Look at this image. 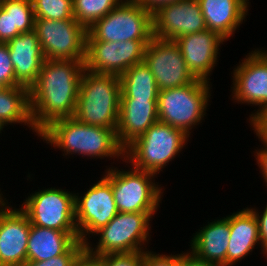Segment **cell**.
<instances>
[{
	"label": "cell",
	"instance_id": "1",
	"mask_svg": "<svg viewBox=\"0 0 267 266\" xmlns=\"http://www.w3.org/2000/svg\"><path fill=\"white\" fill-rule=\"evenodd\" d=\"M85 60L45 59L29 88L32 123L40 133L51 122L73 117Z\"/></svg>",
	"mask_w": 267,
	"mask_h": 266
},
{
	"label": "cell",
	"instance_id": "2",
	"mask_svg": "<svg viewBox=\"0 0 267 266\" xmlns=\"http://www.w3.org/2000/svg\"><path fill=\"white\" fill-rule=\"evenodd\" d=\"M39 137L54 149L60 148L65 157L77 154L90 159H124V149L114 129L86 125L74 117L51 122L39 133Z\"/></svg>",
	"mask_w": 267,
	"mask_h": 266
},
{
	"label": "cell",
	"instance_id": "3",
	"mask_svg": "<svg viewBox=\"0 0 267 266\" xmlns=\"http://www.w3.org/2000/svg\"><path fill=\"white\" fill-rule=\"evenodd\" d=\"M121 84L119 76L84 70L74 118L83 124L116 131Z\"/></svg>",
	"mask_w": 267,
	"mask_h": 266
},
{
	"label": "cell",
	"instance_id": "4",
	"mask_svg": "<svg viewBox=\"0 0 267 266\" xmlns=\"http://www.w3.org/2000/svg\"><path fill=\"white\" fill-rule=\"evenodd\" d=\"M188 136L181 129L157 121L142 136L124 150L123 162L136 169L160 174L169 162L188 144Z\"/></svg>",
	"mask_w": 267,
	"mask_h": 266
},
{
	"label": "cell",
	"instance_id": "5",
	"mask_svg": "<svg viewBox=\"0 0 267 266\" xmlns=\"http://www.w3.org/2000/svg\"><path fill=\"white\" fill-rule=\"evenodd\" d=\"M209 83L197 79L181 87L160 90L157 99L159 121L190 136L192 128L202 123L207 114L212 89Z\"/></svg>",
	"mask_w": 267,
	"mask_h": 266
},
{
	"label": "cell",
	"instance_id": "6",
	"mask_svg": "<svg viewBox=\"0 0 267 266\" xmlns=\"http://www.w3.org/2000/svg\"><path fill=\"white\" fill-rule=\"evenodd\" d=\"M155 214L156 212H118L106 226L94 234L99 235L95 248L89 240L85 249L94 256L145 252V245L149 244L151 236L150 221Z\"/></svg>",
	"mask_w": 267,
	"mask_h": 266
},
{
	"label": "cell",
	"instance_id": "7",
	"mask_svg": "<svg viewBox=\"0 0 267 266\" xmlns=\"http://www.w3.org/2000/svg\"><path fill=\"white\" fill-rule=\"evenodd\" d=\"M106 170L103 176L111 183L119 212H157L164 190L155 182L156 174L133 166L128 170L117 167Z\"/></svg>",
	"mask_w": 267,
	"mask_h": 266
},
{
	"label": "cell",
	"instance_id": "8",
	"mask_svg": "<svg viewBox=\"0 0 267 266\" xmlns=\"http://www.w3.org/2000/svg\"><path fill=\"white\" fill-rule=\"evenodd\" d=\"M152 13L135 0H123L116 8L97 20L88 30L86 41L151 40Z\"/></svg>",
	"mask_w": 267,
	"mask_h": 266
},
{
	"label": "cell",
	"instance_id": "9",
	"mask_svg": "<svg viewBox=\"0 0 267 266\" xmlns=\"http://www.w3.org/2000/svg\"><path fill=\"white\" fill-rule=\"evenodd\" d=\"M30 194L19 208L30 224L64 232H78L75 220V192L45 188Z\"/></svg>",
	"mask_w": 267,
	"mask_h": 266
},
{
	"label": "cell",
	"instance_id": "10",
	"mask_svg": "<svg viewBox=\"0 0 267 266\" xmlns=\"http://www.w3.org/2000/svg\"><path fill=\"white\" fill-rule=\"evenodd\" d=\"M34 30L45 59L85 60L87 29L75 19H35Z\"/></svg>",
	"mask_w": 267,
	"mask_h": 266
},
{
	"label": "cell",
	"instance_id": "11",
	"mask_svg": "<svg viewBox=\"0 0 267 266\" xmlns=\"http://www.w3.org/2000/svg\"><path fill=\"white\" fill-rule=\"evenodd\" d=\"M100 179L90 185L91 187L83 194L75 193L76 228L79 241L85 244L91 235L94 236L119 212L114 201L111 183L104 176Z\"/></svg>",
	"mask_w": 267,
	"mask_h": 266
},
{
	"label": "cell",
	"instance_id": "12",
	"mask_svg": "<svg viewBox=\"0 0 267 266\" xmlns=\"http://www.w3.org/2000/svg\"><path fill=\"white\" fill-rule=\"evenodd\" d=\"M150 41H86L85 69L97 74L120 76L144 61L145 48Z\"/></svg>",
	"mask_w": 267,
	"mask_h": 266
},
{
	"label": "cell",
	"instance_id": "13",
	"mask_svg": "<svg viewBox=\"0 0 267 266\" xmlns=\"http://www.w3.org/2000/svg\"><path fill=\"white\" fill-rule=\"evenodd\" d=\"M233 69L232 98L234 102L258 106L250 114L251 123L262 112L267 111V58L259 50H252Z\"/></svg>",
	"mask_w": 267,
	"mask_h": 266
},
{
	"label": "cell",
	"instance_id": "14",
	"mask_svg": "<svg viewBox=\"0 0 267 266\" xmlns=\"http://www.w3.org/2000/svg\"><path fill=\"white\" fill-rule=\"evenodd\" d=\"M144 62L159 90L181 87L197 80L189 71L175 41L153 37L145 48Z\"/></svg>",
	"mask_w": 267,
	"mask_h": 266
},
{
	"label": "cell",
	"instance_id": "15",
	"mask_svg": "<svg viewBox=\"0 0 267 266\" xmlns=\"http://www.w3.org/2000/svg\"><path fill=\"white\" fill-rule=\"evenodd\" d=\"M152 22L153 37L170 41L207 29L197 0H180L162 5L152 13Z\"/></svg>",
	"mask_w": 267,
	"mask_h": 266
},
{
	"label": "cell",
	"instance_id": "16",
	"mask_svg": "<svg viewBox=\"0 0 267 266\" xmlns=\"http://www.w3.org/2000/svg\"><path fill=\"white\" fill-rule=\"evenodd\" d=\"M9 205L1 192L0 266H22L27 261V244L31 224L20 209Z\"/></svg>",
	"mask_w": 267,
	"mask_h": 266
},
{
	"label": "cell",
	"instance_id": "17",
	"mask_svg": "<svg viewBox=\"0 0 267 266\" xmlns=\"http://www.w3.org/2000/svg\"><path fill=\"white\" fill-rule=\"evenodd\" d=\"M179 46L189 71L196 79L210 82V75L216 64L223 42L216 32L206 29L201 32L182 35L174 40Z\"/></svg>",
	"mask_w": 267,
	"mask_h": 266
},
{
	"label": "cell",
	"instance_id": "18",
	"mask_svg": "<svg viewBox=\"0 0 267 266\" xmlns=\"http://www.w3.org/2000/svg\"><path fill=\"white\" fill-rule=\"evenodd\" d=\"M157 121V100L120 99L116 129L120 146L125 150Z\"/></svg>",
	"mask_w": 267,
	"mask_h": 266
},
{
	"label": "cell",
	"instance_id": "19",
	"mask_svg": "<svg viewBox=\"0 0 267 266\" xmlns=\"http://www.w3.org/2000/svg\"><path fill=\"white\" fill-rule=\"evenodd\" d=\"M16 80L30 88L36 81L45 57L39 44L36 31L20 33L7 43Z\"/></svg>",
	"mask_w": 267,
	"mask_h": 266
},
{
	"label": "cell",
	"instance_id": "20",
	"mask_svg": "<svg viewBox=\"0 0 267 266\" xmlns=\"http://www.w3.org/2000/svg\"><path fill=\"white\" fill-rule=\"evenodd\" d=\"M190 240V252L207 263L227 266L230 238L229 215L201 227Z\"/></svg>",
	"mask_w": 267,
	"mask_h": 266
},
{
	"label": "cell",
	"instance_id": "21",
	"mask_svg": "<svg viewBox=\"0 0 267 266\" xmlns=\"http://www.w3.org/2000/svg\"><path fill=\"white\" fill-rule=\"evenodd\" d=\"M229 225L230 238L227 249V266L236 265L248 254L250 255L255 246L259 244L262 253L267 259V252L261 246L258 220L250 207L229 215Z\"/></svg>",
	"mask_w": 267,
	"mask_h": 266
},
{
	"label": "cell",
	"instance_id": "22",
	"mask_svg": "<svg viewBox=\"0 0 267 266\" xmlns=\"http://www.w3.org/2000/svg\"><path fill=\"white\" fill-rule=\"evenodd\" d=\"M207 29L216 32L226 41L249 15V0H197Z\"/></svg>",
	"mask_w": 267,
	"mask_h": 266
},
{
	"label": "cell",
	"instance_id": "23",
	"mask_svg": "<svg viewBox=\"0 0 267 266\" xmlns=\"http://www.w3.org/2000/svg\"><path fill=\"white\" fill-rule=\"evenodd\" d=\"M77 240L78 232H64L31 224L27 261H47L64 254Z\"/></svg>",
	"mask_w": 267,
	"mask_h": 266
},
{
	"label": "cell",
	"instance_id": "24",
	"mask_svg": "<svg viewBox=\"0 0 267 266\" xmlns=\"http://www.w3.org/2000/svg\"><path fill=\"white\" fill-rule=\"evenodd\" d=\"M13 124H25L39 137L31 119L29 88L23 85L6 87L0 92V128Z\"/></svg>",
	"mask_w": 267,
	"mask_h": 266
},
{
	"label": "cell",
	"instance_id": "25",
	"mask_svg": "<svg viewBox=\"0 0 267 266\" xmlns=\"http://www.w3.org/2000/svg\"><path fill=\"white\" fill-rule=\"evenodd\" d=\"M121 84L120 99L157 100L159 88L145 62L130 67L119 76Z\"/></svg>",
	"mask_w": 267,
	"mask_h": 266
},
{
	"label": "cell",
	"instance_id": "26",
	"mask_svg": "<svg viewBox=\"0 0 267 266\" xmlns=\"http://www.w3.org/2000/svg\"><path fill=\"white\" fill-rule=\"evenodd\" d=\"M123 0H72L73 17L87 30Z\"/></svg>",
	"mask_w": 267,
	"mask_h": 266
},
{
	"label": "cell",
	"instance_id": "27",
	"mask_svg": "<svg viewBox=\"0 0 267 266\" xmlns=\"http://www.w3.org/2000/svg\"><path fill=\"white\" fill-rule=\"evenodd\" d=\"M35 19H74L72 0H31Z\"/></svg>",
	"mask_w": 267,
	"mask_h": 266
},
{
	"label": "cell",
	"instance_id": "28",
	"mask_svg": "<svg viewBox=\"0 0 267 266\" xmlns=\"http://www.w3.org/2000/svg\"><path fill=\"white\" fill-rule=\"evenodd\" d=\"M3 9H12L13 30L21 33L34 29L35 15L31 0H0Z\"/></svg>",
	"mask_w": 267,
	"mask_h": 266
},
{
	"label": "cell",
	"instance_id": "29",
	"mask_svg": "<svg viewBox=\"0 0 267 266\" xmlns=\"http://www.w3.org/2000/svg\"><path fill=\"white\" fill-rule=\"evenodd\" d=\"M85 250V243L77 240L64 254L47 261H26L22 266H73L78 256Z\"/></svg>",
	"mask_w": 267,
	"mask_h": 266
},
{
	"label": "cell",
	"instance_id": "30",
	"mask_svg": "<svg viewBox=\"0 0 267 266\" xmlns=\"http://www.w3.org/2000/svg\"><path fill=\"white\" fill-rule=\"evenodd\" d=\"M0 83L5 87L21 85L15 78L14 66L6 43H0Z\"/></svg>",
	"mask_w": 267,
	"mask_h": 266
},
{
	"label": "cell",
	"instance_id": "31",
	"mask_svg": "<svg viewBox=\"0 0 267 266\" xmlns=\"http://www.w3.org/2000/svg\"><path fill=\"white\" fill-rule=\"evenodd\" d=\"M104 266H143V252L99 256Z\"/></svg>",
	"mask_w": 267,
	"mask_h": 266
},
{
	"label": "cell",
	"instance_id": "32",
	"mask_svg": "<svg viewBox=\"0 0 267 266\" xmlns=\"http://www.w3.org/2000/svg\"><path fill=\"white\" fill-rule=\"evenodd\" d=\"M143 266H182V253L163 255L147 250L143 252Z\"/></svg>",
	"mask_w": 267,
	"mask_h": 266
},
{
	"label": "cell",
	"instance_id": "33",
	"mask_svg": "<svg viewBox=\"0 0 267 266\" xmlns=\"http://www.w3.org/2000/svg\"><path fill=\"white\" fill-rule=\"evenodd\" d=\"M20 33L19 30H13L12 9L0 6V43H7Z\"/></svg>",
	"mask_w": 267,
	"mask_h": 266
},
{
	"label": "cell",
	"instance_id": "34",
	"mask_svg": "<svg viewBox=\"0 0 267 266\" xmlns=\"http://www.w3.org/2000/svg\"><path fill=\"white\" fill-rule=\"evenodd\" d=\"M256 134V137H258L259 141L262 142L263 146L262 148L258 149L255 152V159L256 163L258 164V167L260 168V173H262V178L264 179V182L267 186V143L254 131ZM261 139V140H260Z\"/></svg>",
	"mask_w": 267,
	"mask_h": 266
},
{
	"label": "cell",
	"instance_id": "35",
	"mask_svg": "<svg viewBox=\"0 0 267 266\" xmlns=\"http://www.w3.org/2000/svg\"><path fill=\"white\" fill-rule=\"evenodd\" d=\"M257 217L259 225V235L261 240V246L267 252V205L264 208L263 212L256 211L255 208H250ZM261 213V214H260Z\"/></svg>",
	"mask_w": 267,
	"mask_h": 266
},
{
	"label": "cell",
	"instance_id": "36",
	"mask_svg": "<svg viewBox=\"0 0 267 266\" xmlns=\"http://www.w3.org/2000/svg\"><path fill=\"white\" fill-rule=\"evenodd\" d=\"M252 129L267 143V111L258 115L251 123Z\"/></svg>",
	"mask_w": 267,
	"mask_h": 266
},
{
	"label": "cell",
	"instance_id": "37",
	"mask_svg": "<svg viewBox=\"0 0 267 266\" xmlns=\"http://www.w3.org/2000/svg\"><path fill=\"white\" fill-rule=\"evenodd\" d=\"M73 266H104V265L99 256H94L85 249L75 260Z\"/></svg>",
	"mask_w": 267,
	"mask_h": 266
},
{
	"label": "cell",
	"instance_id": "38",
	"mask_svg": "<svg viewBox=\"0 0 267 266\" xmlns=\"http://www.w3.org/2000/svg\"><path fill=\"white\" fill-rule=\"evenodd\" d=\"M182 266H218L197 258L189 251H182Z\"/></svg>",
	"mask_w": 267,
	"mask_h": 266
},
{
	"label": "cell",
	"instance_id": "39",
	"mask_svg": "<svg viewBox=\"0 0 267 266\" xmlns=\"http://www.w3.org/2000/svg\"><path fill=\"white\" fill-rule=\"evenodd\" d=\"M138 4L144 7L147 11L153 13L162 5H166L168 3L180 1V0H135Z\"/></svg>",
	"mask_w": 267,
	"mask_h": 266
},
{
	"label": "cell",
	"instance_id": "40",
	"mask_svg": "<svg viewBox=\"0 0 267 266\" xmlns=\"http://www.w3.org/2000/svg\"><path fill=\"white\" fill-rule=\"evenodd\" d=\"M263 54L264 56L267 58V50H262V49H259Z\"/></svg>",
	"mask_w": 267,
	"mask_h": 266
},
{
	"label": "cell",
	"instance_id": "41",
	"mask_svg": "<svg viewBox=\"0 0 267 266\" xmlns=\"http://www.w3.org/2000/svg\"><path fill=\"white\" fill-rule=\"evenodd\" d=\"M6 87L3 85V84H1L0 83V92L2 91V90H4Z\"/></svg>",
	"mask_w": 267,
	"mask_h": 266
}]
</instances>
